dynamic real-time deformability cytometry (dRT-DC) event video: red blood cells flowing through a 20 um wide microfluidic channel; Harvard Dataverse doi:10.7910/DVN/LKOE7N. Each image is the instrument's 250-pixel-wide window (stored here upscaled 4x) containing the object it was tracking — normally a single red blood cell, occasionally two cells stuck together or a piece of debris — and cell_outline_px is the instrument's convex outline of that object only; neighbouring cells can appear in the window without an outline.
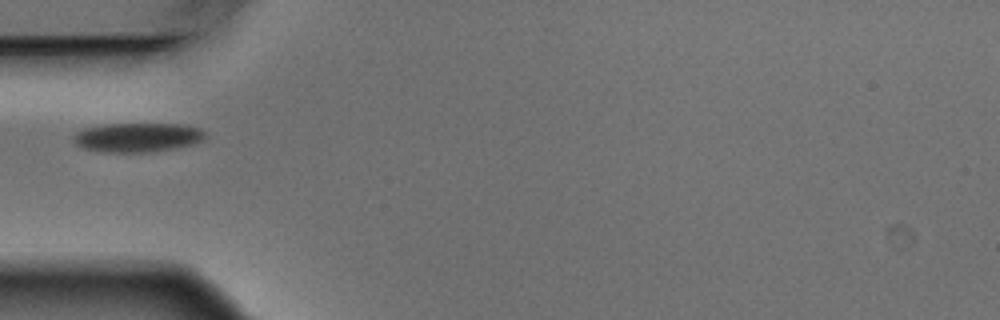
{"species": "Egyptian fruit bat (a non-hibernating species)", "species_latin": "Rousettus aegyptiacus", "temperature_condition": "warm", "stored_images_in_passage": 1, "camera_frame_rate_fps": 3000, "um_per_image_px": 0.085, "animal": {"sex": "male"}, "frame": {"image": 1, "passage_image": 1, "time_ms": 0.0, "image_size_px": [1000, 320], "cell_outline_px": [[208, 132], [196, 144], [156, 152], [100, 152], [84, 148], [76, 144], [72, 140], [72, 136], [76, 132], [84, 128], [100, 124], [184, 124], [200, 128]], "centroid_in_image_um": [11.69, 11.68], "position_along_channel_um": 73.3, "area_um2": 22.83}}